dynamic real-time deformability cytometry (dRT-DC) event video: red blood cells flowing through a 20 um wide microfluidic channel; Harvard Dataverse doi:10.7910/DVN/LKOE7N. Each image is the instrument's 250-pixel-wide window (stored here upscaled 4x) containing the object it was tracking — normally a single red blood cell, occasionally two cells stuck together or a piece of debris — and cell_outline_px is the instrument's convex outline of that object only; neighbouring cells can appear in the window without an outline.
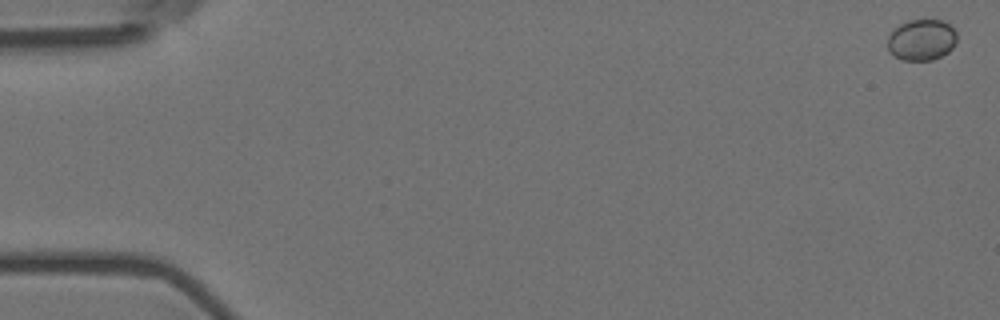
{"species": "Egyptian fruit bat (a non-hibernating species)", "species_latin": "Rousettus aegyptiacus", "temperature_condition": "room temperature", "stored_images_in_passage": 7, "camera_frame_rate_fps": 3000, "um_per_image_px": 0.085, "animal": {"sex": "female"}, "frame": {"image": 1, "passage_image": 1, "time_ms": 0.0, "image_size_px": [1000, 320], "cell_outline_px": [[956, 44], [948, 52], [932, 60], [900, 60], [888, 52], [888, 36], [900, 24], [908, 20], [940, 20], [948, 24], [956, 32]], "centroid_in_image_um": [78.32, 3.4], "position_along_channel_um": 6.7, "area_um2": 16.59}}
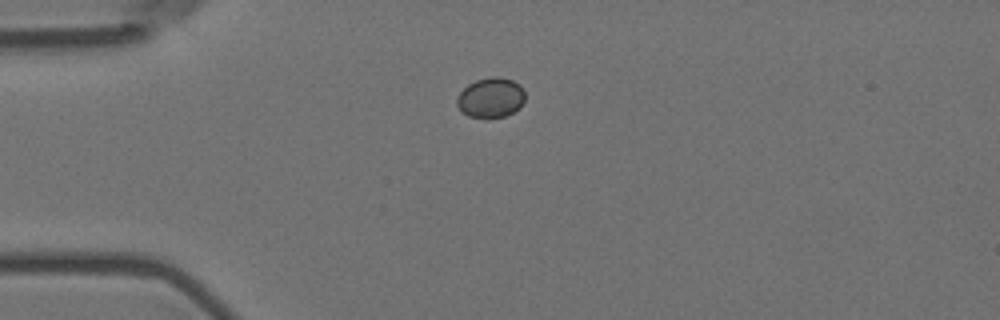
{"frame": {"image": 2, "passage_image": 5, "time_ms": 1.333, "image_size_px": [1000, 320], "cell_outline_px": [[524, 100], [520, 108], [504, 116], [488, 120], [484, 120], [468, 116], [456, 104], [456, 100], [460, 92], [468, 84], [476, 80], [492, 76], [500, 76], [512, 80], [520, 84], [524, 92]], "centroid_in_image_um": [41.72, 8.32], "position_along_channel_um": 43.3, "area_um2": 16.18}}